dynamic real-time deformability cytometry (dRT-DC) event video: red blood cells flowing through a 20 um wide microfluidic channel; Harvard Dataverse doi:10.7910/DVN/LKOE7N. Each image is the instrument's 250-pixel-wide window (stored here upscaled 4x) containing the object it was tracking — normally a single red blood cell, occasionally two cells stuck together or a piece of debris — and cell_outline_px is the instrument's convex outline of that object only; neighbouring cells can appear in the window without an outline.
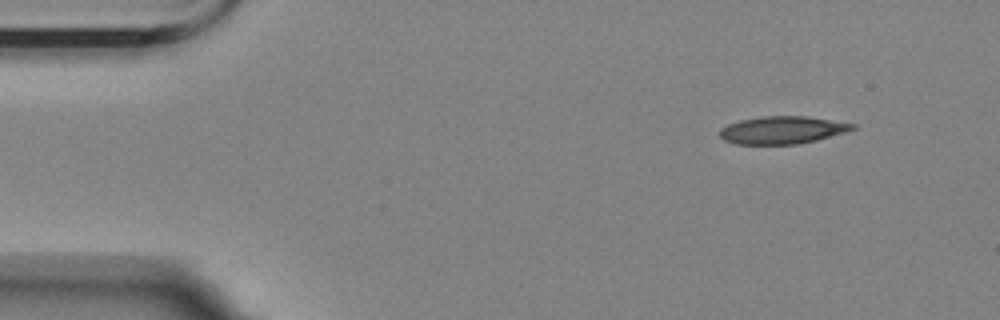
{"species": "Egyptian fruit bat (a non-hibernating species)", "species_latin": "Rousettus aegyptiacus", "temperature_condition": "room temperature", "stored_images_in_passage": 4, "camera_frame_rate_fps": 3000, "um_per_image_px": 0.085, "animal": {"sex": "female"}, "frame": {"image": 1, "passage_image": 1, "time_ms": 0.0, "image_size_px": [1000, 320], "cell_outline_px": [[856, 128], [848, 132], [816, 140], [796, 144], [736, 144], [724, 140], [720, 136], [720, 128], [728, 124], [740, 120], [764, 116], [808, 116], [856, 124]], "centroid_in_image_um": [66.52, 11.05], "position_along_channel_um": 18.5, "area_um2": 21.39}}
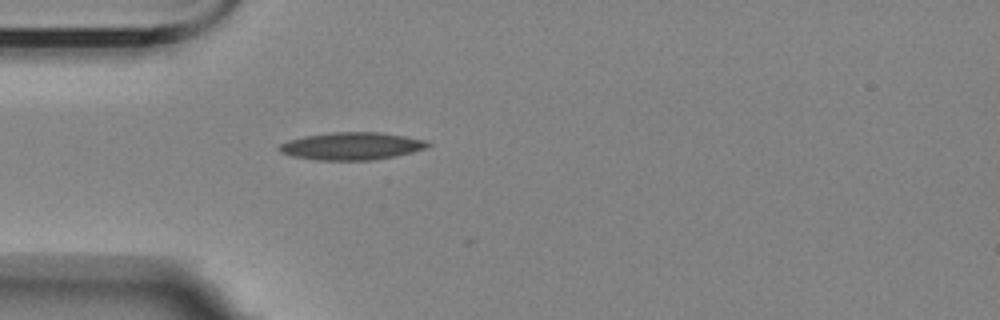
{"frame": {"image": 2, "passage_image": 4, "time_ms": 3.333, "image_size_px": [1000, 320], "cell_outline_px": [[432, 144], [428, 148], [396, 156], [372, 160], [320, 160], [292, 156], [280, 152], [276, 148], [280, 144], [288, 140], [304, 136], [332, 132], [376, 132], [404, 136], [424, 140]], "centroid_in_image_um": [29.88, 12.42], "position_along_channel_um": 55.1, "area_um2": 23.81}}